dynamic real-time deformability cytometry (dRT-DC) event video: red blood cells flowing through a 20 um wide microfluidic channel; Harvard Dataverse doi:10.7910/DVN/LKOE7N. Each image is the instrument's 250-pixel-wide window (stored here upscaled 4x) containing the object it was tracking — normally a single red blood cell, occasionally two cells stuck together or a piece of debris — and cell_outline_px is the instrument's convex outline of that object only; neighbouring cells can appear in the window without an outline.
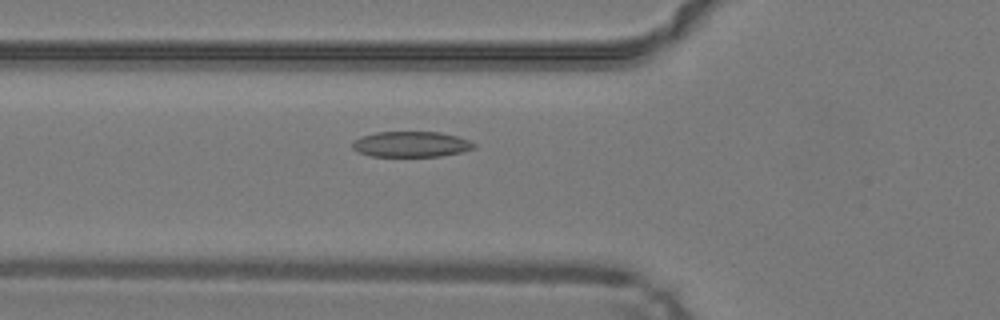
{"species": "common noctule bat (a hibernating species)", "species_latin": "Nyctalus noctula", "temperature_condition": "warm", "stored_images_in_passage": 46, "camera_frame_rate_fps": 3000, "um_per_image_px": 0.085, "animal": {"sex": "male", "body_mass_g": 19.2, "forearm_length_mm": 51.8}, "frame": {"image": 1, "passage_image": 15, "time_ms": 4.667, "image_size_px": [1000, 320], "cell_outline_px": [[476, 148], [460, 152], [440, 156], [372, 156], [360, 152], [352, 148], [352, 144], [360, 136], [376, 132], [440, 132], [456, 136], [468, 140], [476, 144]], "centroid_in_image_um": [34.96, 12.25], "position_along_channel_um": 90.8, "area_um2": 17.98}}
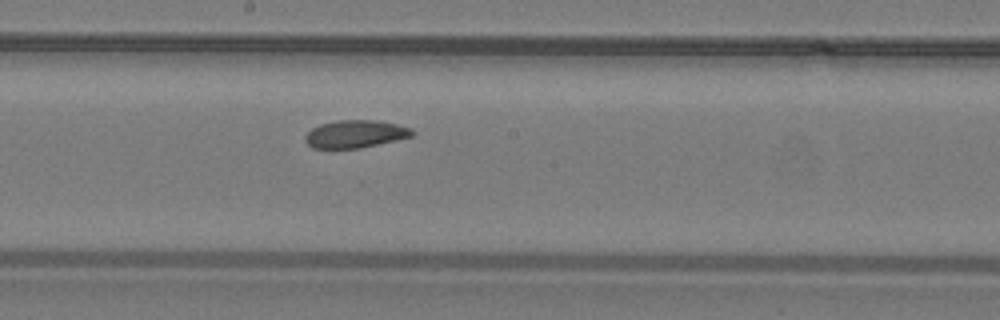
{"frame": {"image": 2, "passage_image": 24, "time_ms": 7.667, "image_size_px": [1000, 320], "cell_outline_px": [[416, 132], [412, 136], [396, 140], [360, 148], [312, 148], [304, 140], [304, 136], [312, 128], [320, 124], [336, 120], [376, 120], [396, 124], [412, 128]], "centroid_in_image_um": [30.2, 11.38], "position_along_channel_um": 218.0, "area_um2": 17.28}}
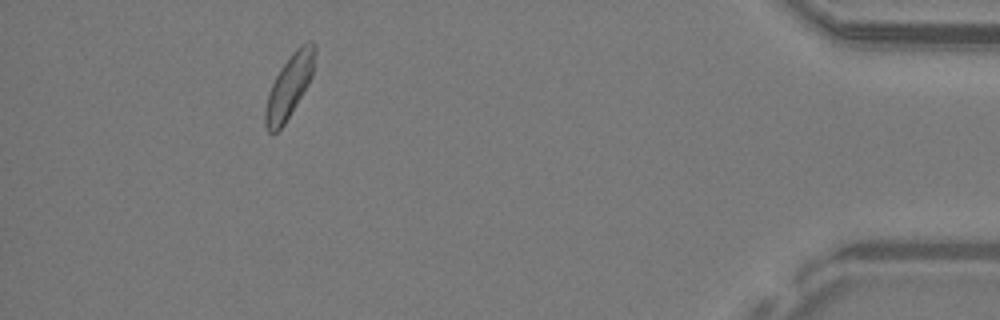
{"frame": {"image": 3, "passage_image": 42, "time_ms": 13.667, "image_size_px": [1000, 320], "cell_outline_px": [[316, 52], [312, 76], [308, 84], [284, 124], [276, 132], [268, 132], [264, 124], [264, 108], [268, 92], [280, 68], [292, 52], [300, 44], [312, 40], [316, 44]], "centroid_in_image_um": [24.58, 7.29], "position_along_channel_um": 410.6, "area_um2": 18.26}, "authors_computed_cell_mechanics": {"area_um2": 18.207, "velocity_mm_per_s": 4.2199, "shape_relaxation_time_tau1_ms": 4.8358, "shape_relaxation_time_tau2_ms": 4.4619, "deformation_change_tau1": 0.1103, "deformation_change_tau2": 0.112}}